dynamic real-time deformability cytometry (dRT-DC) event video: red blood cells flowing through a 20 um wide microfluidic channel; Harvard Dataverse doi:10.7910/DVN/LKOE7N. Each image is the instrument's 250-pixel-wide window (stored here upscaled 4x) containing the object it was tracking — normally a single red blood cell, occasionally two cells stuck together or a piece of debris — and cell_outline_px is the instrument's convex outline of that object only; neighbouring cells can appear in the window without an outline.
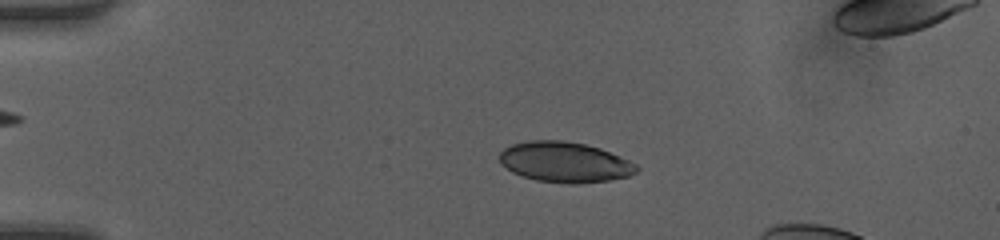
{"species": "human", "species_latin": "Homo sapiens", "temperature_condition": "room temperature", "stored_images_in_passage": 5, "camera_frame_rate_fps": 3000, "um_per_image_px": 0.085, "donor": {"sex": "female"}, "frame": {"image": 1, "passage_image": 3, "time_ms": 0.667, "image_size_px": [1000, 240], "cell_outline_px": [[640, 168], [636, 172], [628, 176], [608, 180], [580, 184], [568, 184], [536, 180], [512, 172], [500, 164], [500, 152], [504, 148], [512, 144], [528, 140], [564, 140], [584, 144], [600, 148], [620, 156], [636, 164]], "centroid_in_image_um": [48.0, 13.78], "position_along_channel_um": 37.0, "area_um2": 32.37}}